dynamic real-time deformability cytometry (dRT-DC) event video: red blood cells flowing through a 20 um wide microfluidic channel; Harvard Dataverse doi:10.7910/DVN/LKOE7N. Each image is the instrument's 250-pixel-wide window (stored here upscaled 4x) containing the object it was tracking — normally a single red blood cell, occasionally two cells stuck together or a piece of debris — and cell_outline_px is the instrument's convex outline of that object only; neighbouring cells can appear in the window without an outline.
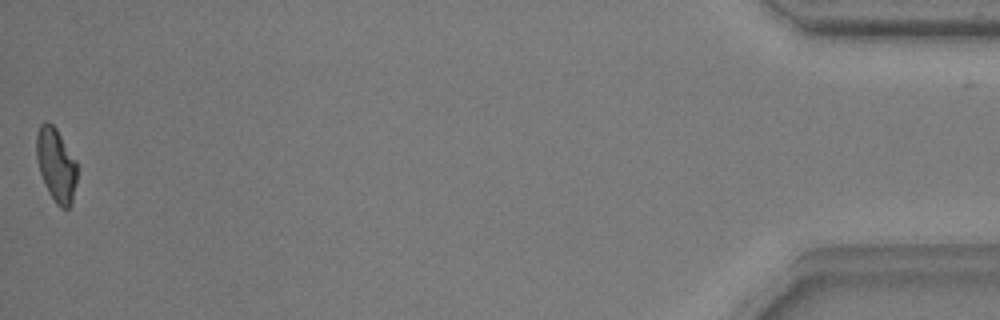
{"species": "common noctule bat (a hibernating species)", "species_latin": "Nyctalus noctula", "temperature_condition": "warm", "stored_images_in_passage": 38, "camera_frame_rate_fps": 3000, "um_per_image_px": 0.085, "animal": {"sex": "male", "body_mass_g": 17.9, "forearm_length_mm": 54.2}, "frame": {"image": 1, "passage_image": 38, "time_ms": 12.333, "image_size_px": [1000, 320], "cell_outline_px": [[76, 184], [72, 204], [68, 208], [60, 208], [56, 204], [48, 192], [44, 184], [40, 172], [36, 156], [36, 136], [40, 124], [44, 120], [48, 120], [56, 128], [76, 160]], "centroid_in_image_um": [4.76, 14.01], "position_along_channel_um": 430.4, "area_um2": 17.57}, "authors_computed_cell_mechanics": {"area_um2": 18.0625, "velocity_mm_per_s": 3.7758, "shape_relaxation_time_tau1_ms": 3.3688, "shape_relaxation_time_tau2_ms": 4.5969, "deformation_change_tau1": 0.158, "deformation_change_tau2": 0.109}}